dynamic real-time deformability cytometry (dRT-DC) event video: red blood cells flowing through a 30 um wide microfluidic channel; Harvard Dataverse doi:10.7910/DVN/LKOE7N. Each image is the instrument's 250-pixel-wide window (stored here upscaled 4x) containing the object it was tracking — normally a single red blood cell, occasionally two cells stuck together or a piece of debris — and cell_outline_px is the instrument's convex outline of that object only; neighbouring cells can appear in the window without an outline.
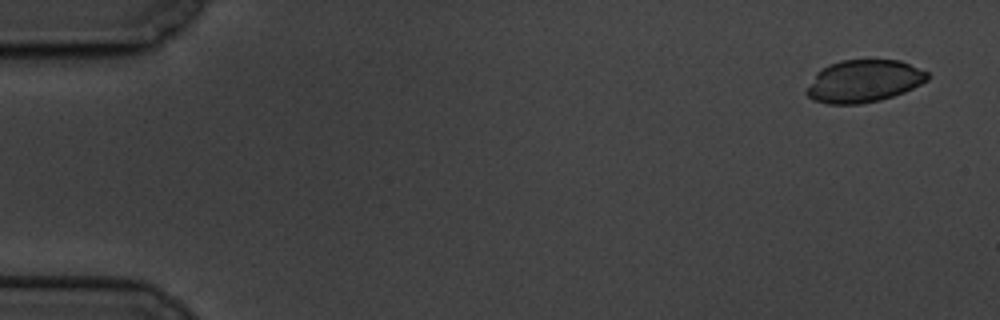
{"species": "common noctule bat (a hibernating species)", "species_latin": "Nyctalus noctula", "temperature_condition": "cold", "stored_images_in_passage": 6, "camera_frame_rate_fps": 3000, "um_per_image_px": 0.085, "animal": {"sex": "male", "body_mass_g": 19.5, "forearm_length_mm": 54.6}, "frame": {"image": 1, "passage_image": 1, "time_ms": 0.0, "image_size_px": [1000, 320], "cell_outline_px": [[928, 80], [904, 92], [880, 100], [860, 104], [828, 104], [812, 100], [804, 92], [816, 72], [828, 64], [840, 60], [900, 60], [928, 72]], "centroid_in_image_um": [73.38, 6.9], "position_along_channel_um": 11.6, "area_um2": 29.94}}